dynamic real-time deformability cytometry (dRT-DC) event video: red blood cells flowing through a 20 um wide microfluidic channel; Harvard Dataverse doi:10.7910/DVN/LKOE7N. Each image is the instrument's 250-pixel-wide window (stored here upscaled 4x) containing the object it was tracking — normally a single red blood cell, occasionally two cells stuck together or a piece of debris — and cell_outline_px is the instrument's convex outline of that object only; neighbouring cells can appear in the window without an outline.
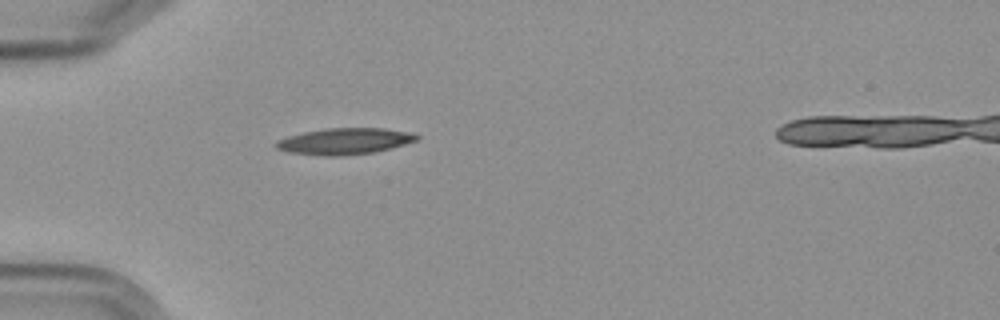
{"species": "Egyptian fruit bat (a non-hibernating species)", "species_latin": "Rousettus aegyptiacus", "temperature_condition": "cold", "stored_images_in_passage": 1, "camera_frame_rate_fps": 3000, "um_per_image_px": 0.085, "frame": {"image": 1, "passage_image": 1, "time_ms": 0.0, "image_size_px": [1000, 320], "cell_outline_px": [[420, 136], [416, 140], [392, 148], [372, 152], [336, 156], [328, 156], [288, 152], [276, 148], [276, 144], [280, 140], [288, 136], [304, 132], [324, 128], [384, 128], [408, 132]], "centroid_in_image_um": [29.3, 12.0], "position_along_channel_um": 55.7, "area_um2": 21.21}}